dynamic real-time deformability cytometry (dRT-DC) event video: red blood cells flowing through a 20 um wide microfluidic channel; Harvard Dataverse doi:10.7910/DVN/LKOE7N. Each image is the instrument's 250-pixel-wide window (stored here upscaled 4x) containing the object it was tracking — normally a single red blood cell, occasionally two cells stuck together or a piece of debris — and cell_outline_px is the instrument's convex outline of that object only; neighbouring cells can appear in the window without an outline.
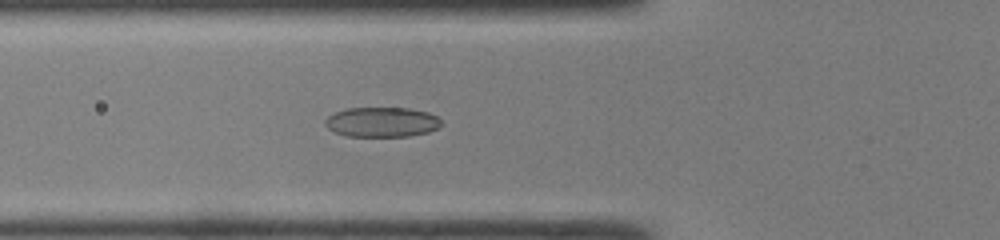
{"species": "common noctule bat (a hibernating species)", "species_latin": "Nyctalus noctula", "temperature_condition": "room temperature", "stored_images_in_passage": 46, "camera_frame_rate_fps": 3000, "um_per_image_px": 0.085, "animal": {"sex": "male", "body_mass_g": 19.0, "forearm_length_mm": 50.8}, "frame": {"image": 1, "passage_image": 16, "time_ms": 5.0, "image_size_px": [1000, 240], "cell_outline_px": [[444, 124], [440, 128], [428, 132], [408, 136], [348, 136], [336, 132], [328, 128], [324, 124], [324, 120], [328, 116], [336, 112], [348, 108], [408, 108], [428, 112], [436, 116]], "centroid_in_image_um": [32.49, 10.37], "position_along_channel_um": 93.3, "area_um2": 20.23}}
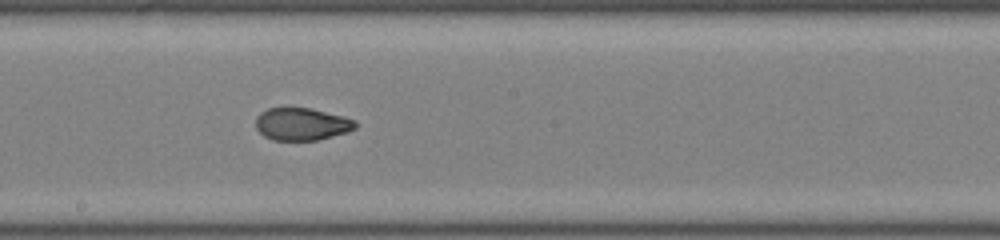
{"frame": {"image": 2, "passage_image": 25, "time_ms": 8.0, "image_size_px": [1000, 240], "cell_outline_px": [[356, 128], [348, 132], [316, 140], [272, 140], [264, 136], [256, 128], [256, 116], [260, 112], [268, 108], [312, 108], [344, 116], [356, 120]], "centroid_in_image_um": [25.65, 10.54], "position_along_channel_um": 222.5, "area_um2": 18.96}}
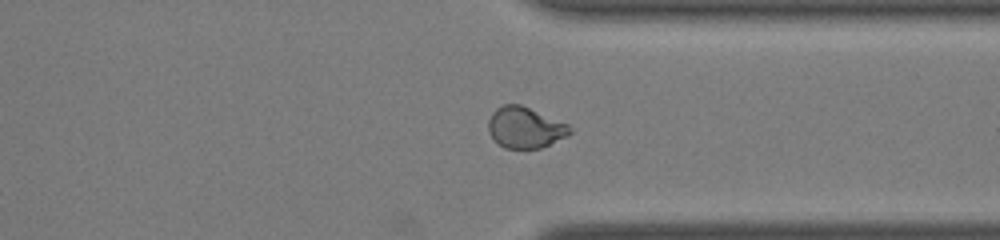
{"frame": {"image": 3, "passage_image": 35, "time_ms": 11.333, "image_size_px": [1000, 240], "cell_outline_px": [[572, 132], [540, 148], [504, 148], [488, 132], [488, 120], [492, 112], [496, 108], [504, 104], [520, 104], [568, 124], [572, 128]], "centroid_in_image_um": [44.6, 10.82], "position_along_channel_um": 366.8, "area_um2": 19.19}, "authors_computed_cell_mechanics": {"area_um2": 20.0855, "velocity_mm_per_s": 4.3148, "shape_relaxation_time_tau1_ms": 8.9485, "shape_relaxation_time_tau2_ms": 1.1966, "deformation_change_tau1": 0.2664, "deformation_change_tau2": 0.0637}}